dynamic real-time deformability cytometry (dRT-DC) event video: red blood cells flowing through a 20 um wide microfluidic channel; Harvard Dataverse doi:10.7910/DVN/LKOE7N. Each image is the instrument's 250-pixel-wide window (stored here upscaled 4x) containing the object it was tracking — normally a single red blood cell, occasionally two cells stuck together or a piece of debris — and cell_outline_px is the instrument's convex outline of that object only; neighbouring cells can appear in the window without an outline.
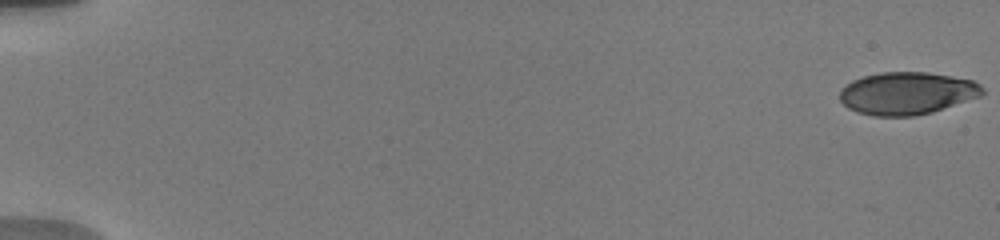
{"species": "human", "species_latin": "Homo sapiens", "temperature_condition": "warm", "stored_images_in_passage": 18, "camera_frame_rate_fps": 3000, "um_per_image_px": 0.085, "donor": {"sex": "male"}, "frame": {"image": 1, "passage_image": 1, "time_ms": 0.0, "image_size_px": [1000, 240], "cell_outline_px": [[984, 92], [980, 96], [932, 112], [912, 116], [872, 116], [856, 112], [848, 108], [840, 100], [840, 88], [852, 80], [864, 76], [880, 72], [928, 72], [952, 76], [972, 80], [980, 84], [984, 88]], "centroid_in_image_um": [77.07, 7.92], "position_along_channel_um": 7.9, "area_um2": 35.43}}
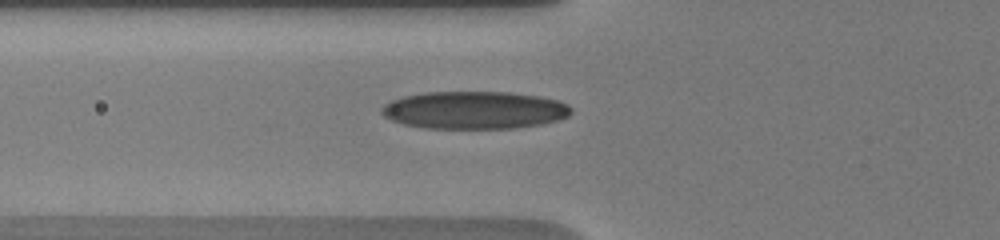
{"frame": {"image": 2, "passage_image": 15, "time_ms": 7.0, "image_size_px": [1000, 240], "cell_outline_px": [[572, 112], [568, 116], [560, 120], [540, 124], [512, 128], [428, 128], [404, 124], [392, 120], [384, 116], [380, 112], [380, 108], [384, 104], [392, 100], [404, 96], [424, 92], [508, 92], [540, 96], [556, 100], [568, 104], [572, 108]], "centroid_in_image_um": [40.33, 9.35], "position_along_channel_um": 85.5, "area_um2": 41.62}}
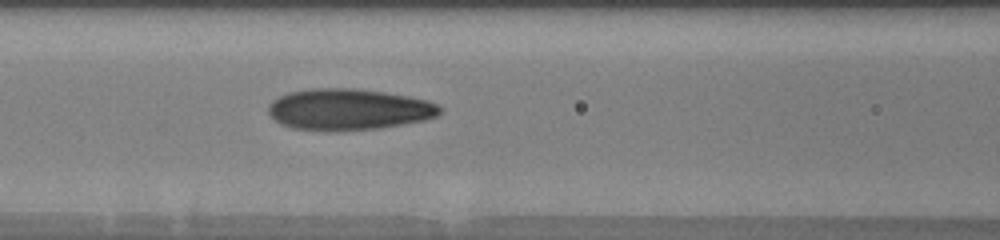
{"frame": {"image": 3, "passage_image": 18, "time_ms": 8.333, "image_size_px": [1000, 240], "cell_outline_px": [[444, 108], [436, 116], [424, 120], [380, 128], [336, 132], [328, 132], [292, 128], [280, 124], [268, 112], [268, 104], [272, 100], [288, 92], [312, 88], [352, 88], [384, 92], [408, 96], [428, 100]], "centroid_in_image_um": [29.61, 9.31], "position_along_channel_um": 137.0, "area_um2": 41.67}}